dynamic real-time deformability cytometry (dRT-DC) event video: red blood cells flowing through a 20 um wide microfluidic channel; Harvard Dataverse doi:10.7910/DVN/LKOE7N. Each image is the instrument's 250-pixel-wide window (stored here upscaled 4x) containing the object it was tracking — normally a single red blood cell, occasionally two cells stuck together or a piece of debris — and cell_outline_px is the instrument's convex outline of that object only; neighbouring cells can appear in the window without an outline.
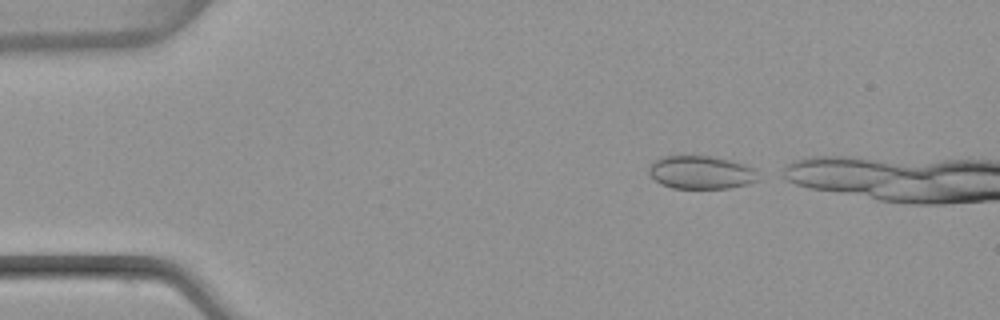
{"species": "common noctule bat (a hibernating species)", "species_latin": "Nyctalus noctula", "temperature_condition": "warm", "stored_images_in_passage": 34, "camera_frame_rate_fps": 3000, "um_per_image_px": 0.085, "animal": {"sex": "female", "body_mass_g": 22.7, "forearm_length_mm": 54.2}, "frame": {"image": 1, "passage_image": 1, "time_ms": 0.0, "image_size_px": [1000, 320], "cell_outline_px": [[760, 180], [748, 184], [728, 188], [672, 188], [656, 180], [648, 172], [648, 168], [652, 160], [664, 156], [712, 156], [744, 164], [752, 168], [756, 172]], "centroid_in_image_um": [59.58, 14.65], "position_along_channel_um": 25.4, "area_um2": 21.04}}
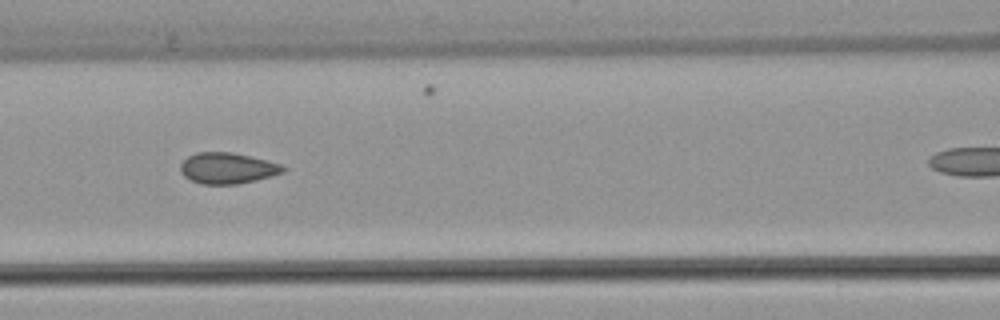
{"frame": {"image": 2, "passage_image": 15, "time_ms": 4.667, "image_size_px": [1000, 320], "cell_outline_px": [[288, 168], [284, 172], [272, 176], [256, 180], [236, 184], [200, 184], [184, 176], [180, 172], [180, 164], [188, 156], [196, 152], [232, 152], [268, 160], [280, 164]], "centroid_in_image_um": [19.34, 14.29], "position_along_channel_um": 147.3, "area_um2": 18.67}}
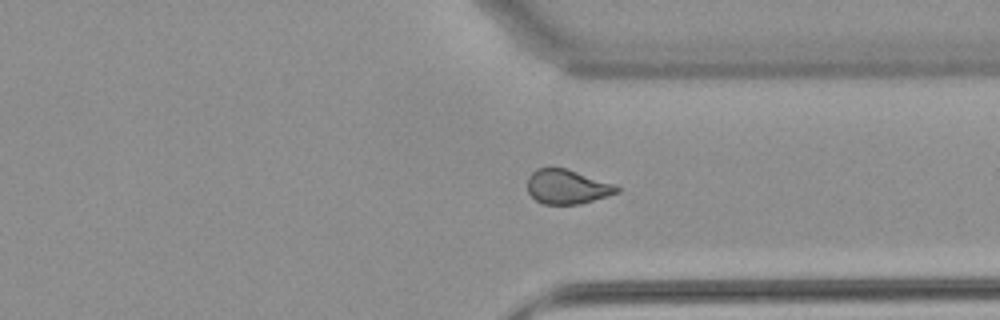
{"frame": {"image": 3, "passage_image": 31, "time_ms": 10.0, "image_size_px": [1000, 320], "cell_outline_px": [[620, 192], [608, 196], [580, 204], [544, 204], [536, 200], [528, 192], [528, 176], [536, 168], [564, 168], [616, 184], [620, 188]], "centroid_in_image_um": [48.23, 15.88], "position_along_channel_um": 363.2, "area_um2": 17.92}}